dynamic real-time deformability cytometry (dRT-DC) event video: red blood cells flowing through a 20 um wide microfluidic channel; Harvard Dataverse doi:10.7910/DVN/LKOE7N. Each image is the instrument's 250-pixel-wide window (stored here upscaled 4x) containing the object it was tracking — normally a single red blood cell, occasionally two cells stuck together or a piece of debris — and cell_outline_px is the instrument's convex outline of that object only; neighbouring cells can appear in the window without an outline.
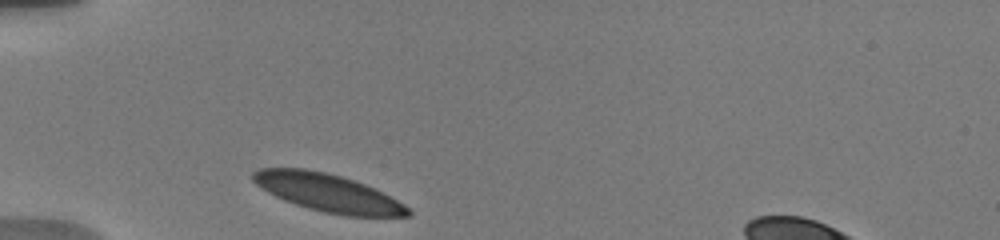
{"species": "human", "species_latin": "Homo sapiens", "temperature_condition": "warm", "stored_images_in_passage": 19, "camera_frame_rate_fps": 3000, "um_per_image_px": 0.085, "donor": {"sex": "male"}, "frame": {"image": 1, "passage_image": 1, "time_ms": 0.0, "image_size_px": [1000, 240], "cell_outline_px": [[412, 216], [344, 216], [324, 212], [308, 208], [284, 200], [268, 192], [256, 184], [252, 180], [252, 172], [260, 168], [304, 168], [324, 172], [340, 176], [364, 184], [404, 204], [412, 212]], "centroid_in_image_um": [27.84, 16.39], "position_along_channel_um": 57.2, "area_um2": 33.7}}
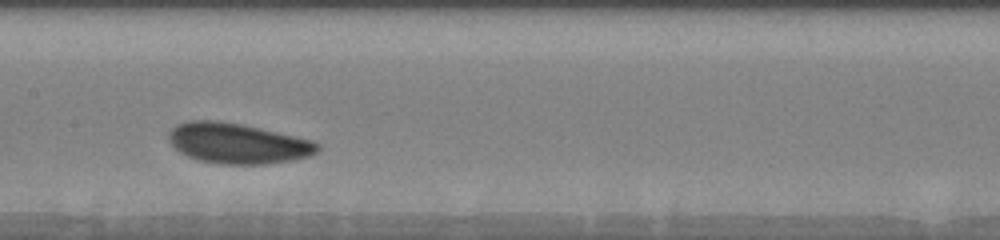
{"frame": {"image": 2, "passage_image": 10, "time_ms": 4.0, "image_size_px": [1000, 240], "cell_outline_px": [[320, 148], [316, 152], [308, 156], [292, 160], [264, 164], [220, 164], [196, 160], [180, 152], [168, 140], [168, 132], [176, 124], [188, 120], [216, 120], [240, 124], [296, 136], [312, 140], [320, 144]], "centroid_in_image_um": [20.17, 12.18], "position_along_channel_um": 187.2, "area_um2": 35.03}}
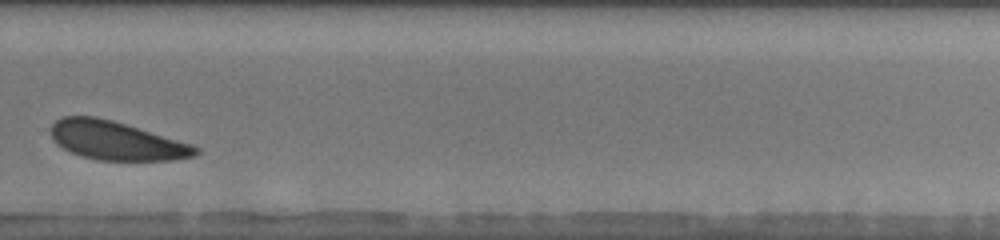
{"frame": {"image": 3, "passage_image": 16, "time_ms": 7.667, "image_size_px": [1000, 240], "cell_outline_px": [[200, 152], [196, 156], [172, 160], [100, 160], [84, 156], [72, 152], [64, 148], [52, 136], [52, 124], [56, 120], [64, 116], [96, 116], [112, 120], [192, 144], [200, 148]], "centroid_in_image_um": [9.95, 11.95], "position_along_channel_um": 319.9, "area_um2": 32.14}, "authors_computed_cell_mechanics": {"area_um2": 34.7956, "velocity_mm_per_s": 3.623, "shape_relaxation_time_tau1_ms": 1.8436, "shape_relaxation_time_tau2_ms": null, "deformation_change_tau1": 0.0668, "deformation_change_tau2": null}}